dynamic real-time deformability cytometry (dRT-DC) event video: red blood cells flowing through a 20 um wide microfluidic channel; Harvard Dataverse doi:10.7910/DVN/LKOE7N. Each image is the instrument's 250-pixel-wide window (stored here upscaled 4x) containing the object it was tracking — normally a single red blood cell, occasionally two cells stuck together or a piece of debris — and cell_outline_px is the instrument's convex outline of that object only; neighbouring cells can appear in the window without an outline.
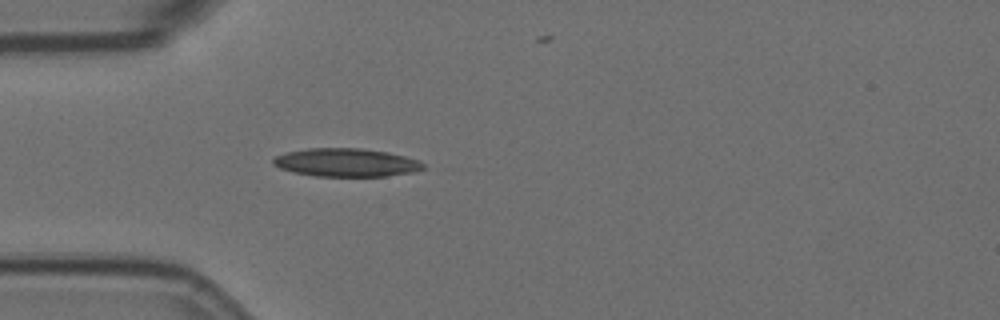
{"species": "Egyptian fruit bat (a non-hibernating species)", "species_latin": "Rousettus aegyptiacus", "temperature_condition": "room temperature", "stored_images_in_passage": 3, "camera_frame_rate_fps": 3000, "um_per_image_px": 0.085, "animal": {"sex": "female"}, "frame": {"image": 1, "passage_image": 3, "time_ms": 0.667, "image_size_px": [1000, 320], "cell_outline_px": [[424, 168], [412, 172], [384, 176], [316, 176], [296, 172], [280, 168], [272, 164], [272, 160], [276, 156], [288, 152], [308, 148], [360, 148], [388, 152], [420, 160], [424, 164]], "centroid_in_image_um": [29.44, 13.81], "position_along_channel_um": 55.6, "area_um2": 24.51}}